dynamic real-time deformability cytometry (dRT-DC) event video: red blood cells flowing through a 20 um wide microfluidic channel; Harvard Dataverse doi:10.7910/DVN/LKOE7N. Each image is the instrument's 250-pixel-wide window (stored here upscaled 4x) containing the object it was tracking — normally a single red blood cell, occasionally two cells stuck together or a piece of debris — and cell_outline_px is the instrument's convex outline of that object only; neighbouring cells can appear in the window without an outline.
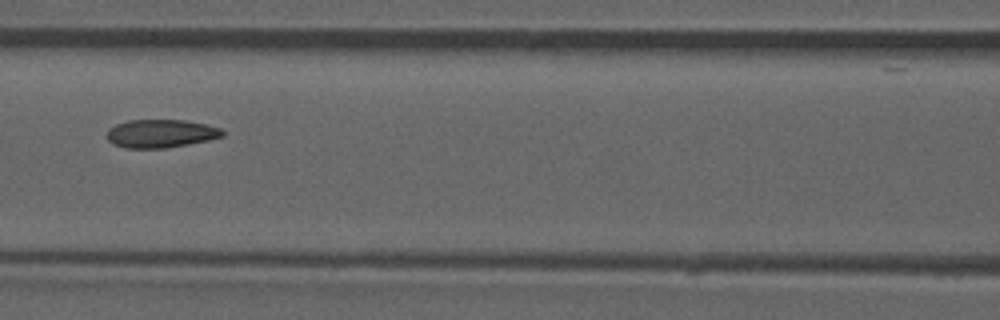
{"species": "common noctule bat (a hibernating species)", "species_latin": "Nyctalus noctula", "temperature_condition": "room temperature", "stored_images_in_passage": 52, "camera_frame_rate_fps": 3000, "um_per_image_px": 0.085, "animal": {"sex": "male", "forearm_length_mm": 52.5}, "frame": {"image": 1, "passage_image": 23, "time_ms": 7.333, "image_size_px": [1000, 320], "cell_outline_px": [[224, 136], [208, 140], [188, 144], [164, 148], [124, 148], [112, 144], [108, 140], [108, 128], [116, 124], [128, 120], [188, 120], [208, 124], [220, 128], [224, 132]], "centroid_in_image_um": [13.67, 11.34], "position_along_channel_um": 152.9, "area_um2": 19.13}, "authors_computed_cell_mechanics": {"area_um2": 19.363, "velocity_mm_per_s": 3.9061, "shape_relaxation_time_tau1_ms": null, "shape_relaxation_time_tau2_ms": 2.5474, "deformation_change_tau1": null, "deformation_change_tau2": 0.0775}}